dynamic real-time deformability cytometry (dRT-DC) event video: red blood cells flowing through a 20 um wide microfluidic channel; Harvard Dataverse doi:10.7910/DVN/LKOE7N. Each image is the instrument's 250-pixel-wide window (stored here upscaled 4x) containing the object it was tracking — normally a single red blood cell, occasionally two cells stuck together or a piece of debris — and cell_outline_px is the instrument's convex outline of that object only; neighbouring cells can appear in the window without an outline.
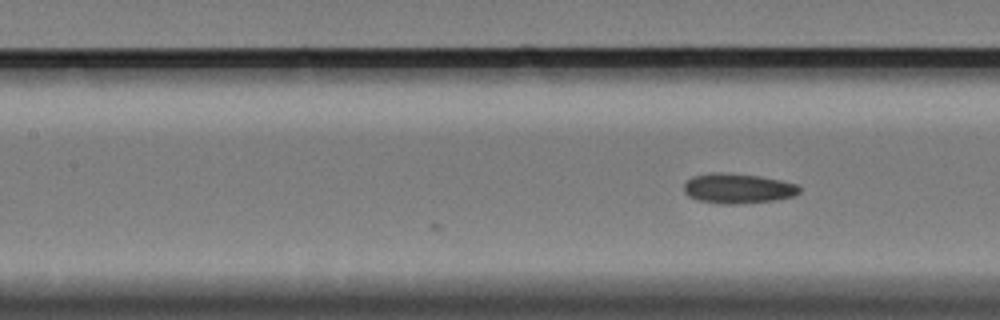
{"species": "Egyptian fruit bat (a non-hibernating species)", "species_latin": "Rousettus aegyptiacus", "temperature_condition": "cold", "stored_images_in_passage": 8, "camera_frame_rate_fps": 3000, "um_per_image_px": 0.085, "animal": {"sex": "female"}, "frame": {"image": 1, "passage_image": 8, "time_ms": 2.333, "image_size_px": [1000, 320], "cell_outline_px": [[800, 192], [792, 196], [776, 200], [740, 204], [720, 204], [696, 200], [688, 196], [684, 192], [684, 184], [692, 176], [712, 172], [720, 172], [760, 176], [780, 180], [796, 184], [800, 188]], "centroid_in_image_um": [62.68, 16.02], "position_along_channel_um": 144.7, "area_um2": 20.29}}